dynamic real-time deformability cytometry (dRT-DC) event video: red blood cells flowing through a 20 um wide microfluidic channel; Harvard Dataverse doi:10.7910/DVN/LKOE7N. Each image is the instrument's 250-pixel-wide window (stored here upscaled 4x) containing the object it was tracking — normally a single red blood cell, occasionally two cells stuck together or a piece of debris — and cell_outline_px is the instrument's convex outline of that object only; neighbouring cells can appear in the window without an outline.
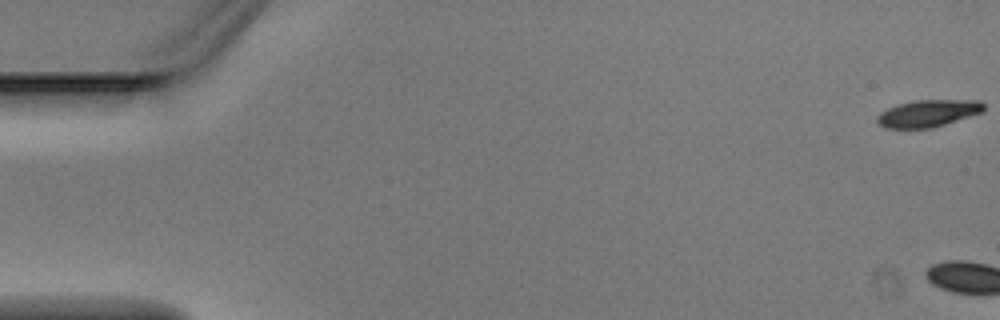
{"species": "Egyptian fruit bat (a non-hibernating species)", "species_latin": "Rousettus aegyptiacus", "temperature_condition": "warm", "stored_images_in_passage": 4, "camera_frame_rate_fps": 3000, "um_per_image_px": 0.085, "animal": {"sex": "male"}, "frame": {"image": 1, "passage_image": 1, "time_ms": 0.0, "image_size_px": [1000, 320], "cell_outline_px": [[984, 112], [932, 128], [884, 128], [876, 120], [876, 116], [880, 112], [896, 104], [912, 100], [980, 100], [984, 104]], "centroid_in_image_um": [78.88, 9.62], "position_along_channel_um": 6.1, "area_um2": 16.99}}